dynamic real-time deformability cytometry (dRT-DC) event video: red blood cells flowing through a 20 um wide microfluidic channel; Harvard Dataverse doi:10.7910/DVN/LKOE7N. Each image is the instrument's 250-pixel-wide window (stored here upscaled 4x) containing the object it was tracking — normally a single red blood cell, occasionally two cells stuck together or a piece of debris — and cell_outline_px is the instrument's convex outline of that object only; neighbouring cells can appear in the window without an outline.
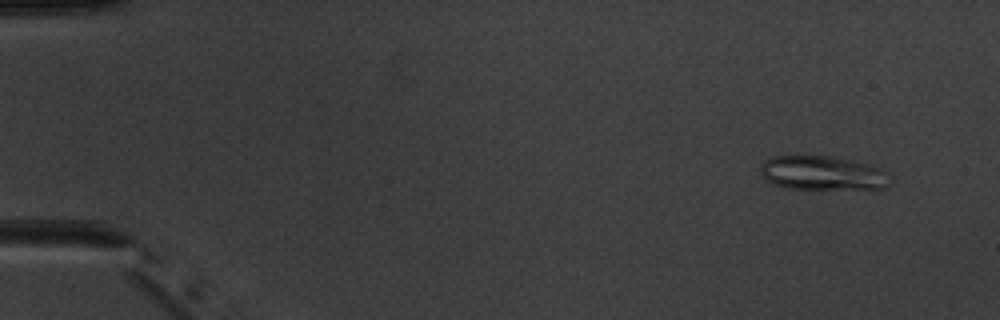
{"species": "common noctule bat (a hibernating species)", "species_latin": "Nyctalus noctula", "temperature_condition": "warm", "stored_images_in_passage": 5, "camera_frame_rate_fps": 3000, "um_per_image_px": 0.085, "animal": {"sex": "male", "body_mass_g": 20.1, "forearm_length_mm": 53.5}, "frame": {"image": 1, "passage_image": 1, "time_ms": 0.0, "image_size_px": [1000, 320], "cell_outline_px": [[892, 180], [884, 188], [788, 188], [772, 184], [760, 172], [760, 168], [764, 160], [772, 156], [796, 152], [832, 156], [852, 160], [868, 164], [880, 168], [888, 172]], "centroid_in_image_um": [69.87, 14.64], "position_along_channel_um": 15.1, "area_um2": 26.47}}
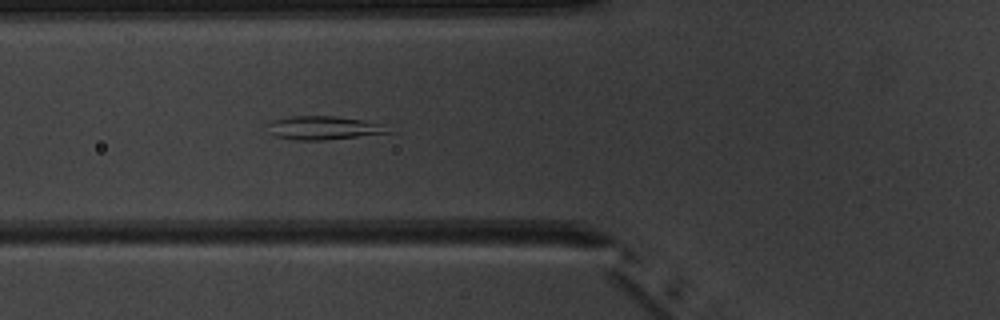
{"frame": {"image": 2, "passage_image": 5, "time_ms": 5.333, "image_size_px": [1000, 320], "cell_outline_px": [[392, 132], [324, 140], [296, 140], [272, 136], [268, 132], [264, 124], [272, 120], [292, 116], [336, 116], [364, 120], [376, 124]], "centroid_in_image_um": [27.31, 10.87], "position_along_channel_um": 98.5, "area_um2": 16.42}}